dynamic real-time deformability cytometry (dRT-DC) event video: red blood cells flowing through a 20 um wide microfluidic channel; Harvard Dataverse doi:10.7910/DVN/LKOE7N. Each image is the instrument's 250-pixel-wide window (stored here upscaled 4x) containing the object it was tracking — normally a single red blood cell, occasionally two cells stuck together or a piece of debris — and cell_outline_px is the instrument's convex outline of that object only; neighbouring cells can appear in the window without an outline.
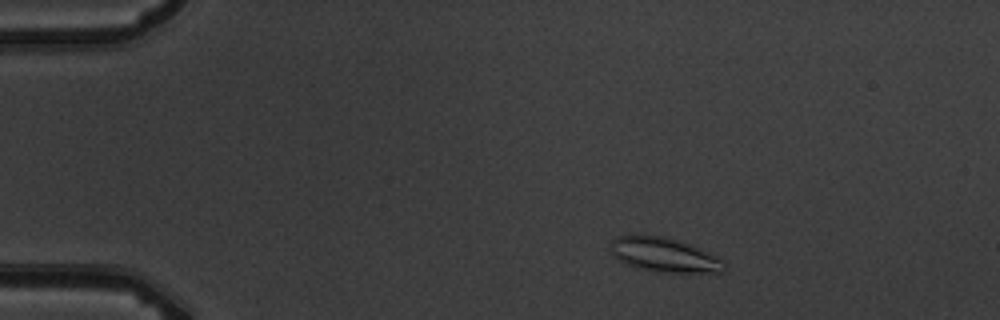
{"species": "common noctule bat (a hibernating species)", "species_latin": "Nyctalus noctula", "temperature_condition": "warm", "stored_images_in_passage": 9, "camera_frame_rate_fps": 3000, "um_per_image_px": 0.085, "animal": {"sex": "male", "body_mass_g": 19.5, "forearm_length_mm": 54.6}, "frame": {"image": 1, "passage_image": 2, "time_ms": 1.333, "image_size_px": [1000, 320], "cell_outline_px": [[724, 272], [668, 272], [640, 268], [628, 264], [612, 256], [608, 248], [612, 240], [616, 236], [664, 236], [692, 244], [724, 260]], "centroid_in_image_um": [56.45, 21.65], "position_along_channel_um": 28.5, "area_um2": 22.48}}
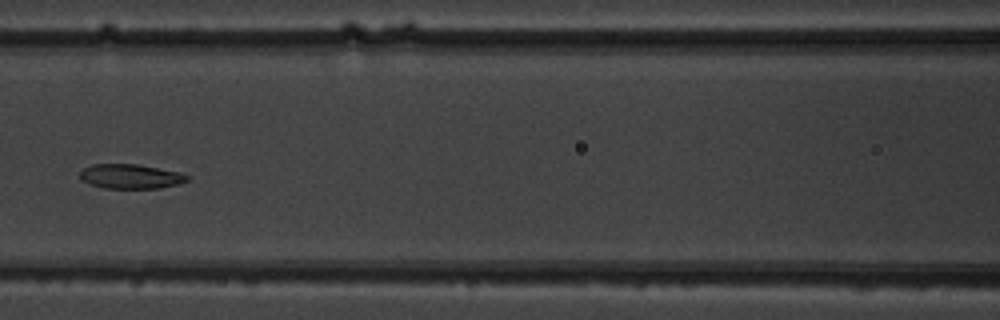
{"frame": {"image": 2, "passage_image": 6, "time_ms": 6.667, "image_size_px": [1000, 320], "cell_outline_px": [[192, 176], [188, 180], [176, 184], [160, 188], [104, 188], [92, 184], [84, 180], [80, 176], [80, 172], [84, 168], [92, 164], [136, 164], [180, 172]], "centroid_in_image_um": [11.14, 14.99], "position_along_channel_um": 155.5, "area_um2": 15.14}}
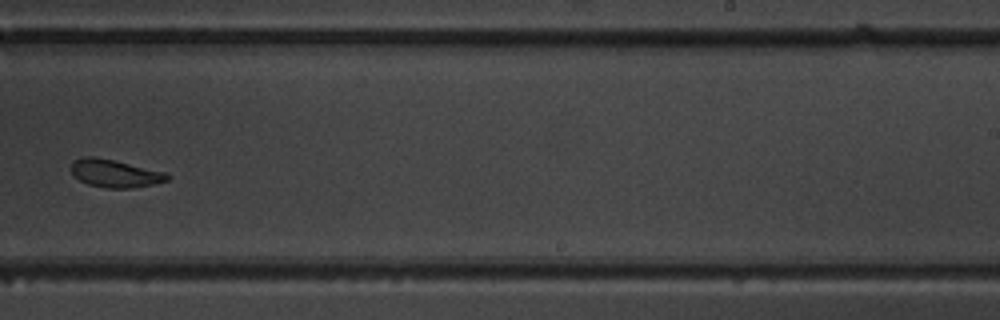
{"frame": {"image": 3, "passage_image": 9, "time_ms": 10.0, "image_size_px": [1000, 320], "cell_outline_px": [[172, 176], [168, 180], [156, 184], [132, 188], [108, 188], [88, 184], [80, 180], [72, 172], [72, 160], [84, 156], [92, 156], [112, 160], [164, 172]], "centroid_in_image_um": [9.79, 14.75], "position_along_channel_um": 279.2, "area_um2": 15.37}}